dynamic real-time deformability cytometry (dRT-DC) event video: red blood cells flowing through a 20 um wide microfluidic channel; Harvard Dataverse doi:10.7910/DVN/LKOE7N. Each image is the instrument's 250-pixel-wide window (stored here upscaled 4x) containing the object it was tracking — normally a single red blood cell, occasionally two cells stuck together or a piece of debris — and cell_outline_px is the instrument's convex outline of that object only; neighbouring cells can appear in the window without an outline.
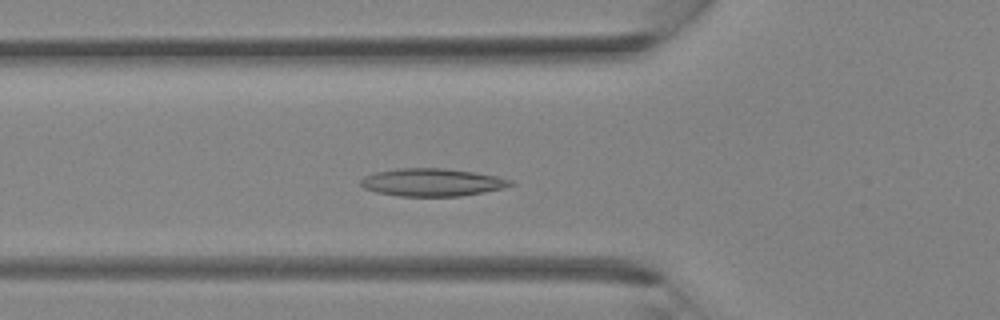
{"species": "Egyptian fruit bat (a non-hibernating species)", "species_latin": "Rousettus aegyptiacus", "temperature_condition": "room temperature", "stored_images_in_passage": 36, "segment_of_instrument_passage": [1, 2], "camera_frame_rate_fps": 3000, "um_per_image_px": 0.085, "animal": {"sex": "female"}, "frame": {"image": 1, "passage_image": 11, "time_ms": 3.333, "image_size_px": [1000, 320], "cell_outline_px": [[516, 184], [504, 188], [484, 192], [460, 196], [400, 196], [376, 192], [364, 188], [360, 184], [360, 180], [364, 176], [376, 172], [396, 168], [444, 168], [472, 172], [496, 176], [512, 180]], "centroid_in_image_um": [36.73, 15.5], "position_along_channel_um": 89.1, "area_um2": 24.22}}
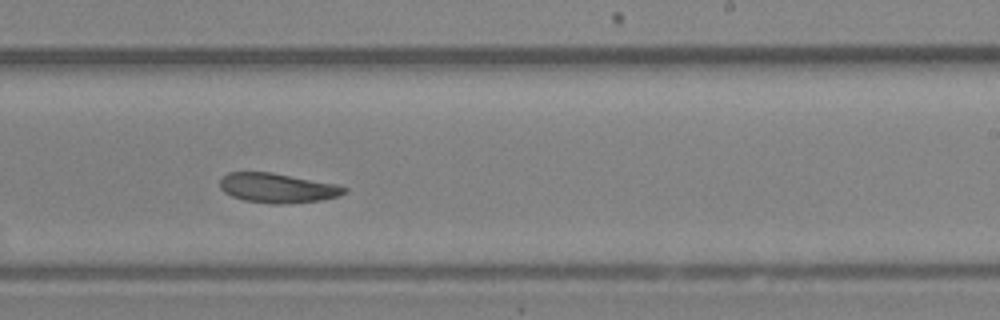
{"frame": {"image": 2, "passage_image": 21, "time_ms": 6.667, "image_size_px": [1000, 320], "cell_outline_px": [[348, 188], [340, 196], [320, 200], [280, 204], [272, 204], [244, 200], [232, 196], [224, 192], [220, 188], [220, 180], [228, 172], [272, 172], [336, 184]], "centroid_in_image_um": [23.57, 15.97], "position_along_channel_um": 265.4, "area_um2": 21.33}}
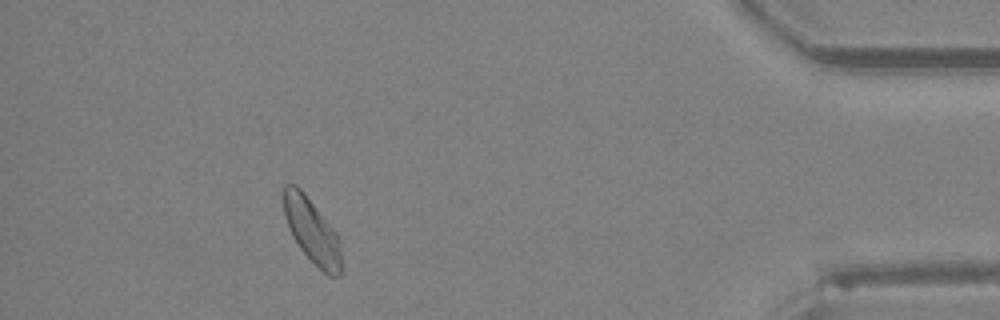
{"frame": {"image": 3, "passage_image": 32, "time_ms": 10.333, "image_size_px": [1000, 320], "cell_outline_px": [[344, 272], [340, 276], [328, 276], [300, 248], [292, 236], [288, 228], [284, 216], [284, 184], [296, 184], [304, 192], [340, 236]], "centroid_in_image_um": [26.58, 19.66], "position_along_channel_um": 408.6, "area_um2": 22.14}}